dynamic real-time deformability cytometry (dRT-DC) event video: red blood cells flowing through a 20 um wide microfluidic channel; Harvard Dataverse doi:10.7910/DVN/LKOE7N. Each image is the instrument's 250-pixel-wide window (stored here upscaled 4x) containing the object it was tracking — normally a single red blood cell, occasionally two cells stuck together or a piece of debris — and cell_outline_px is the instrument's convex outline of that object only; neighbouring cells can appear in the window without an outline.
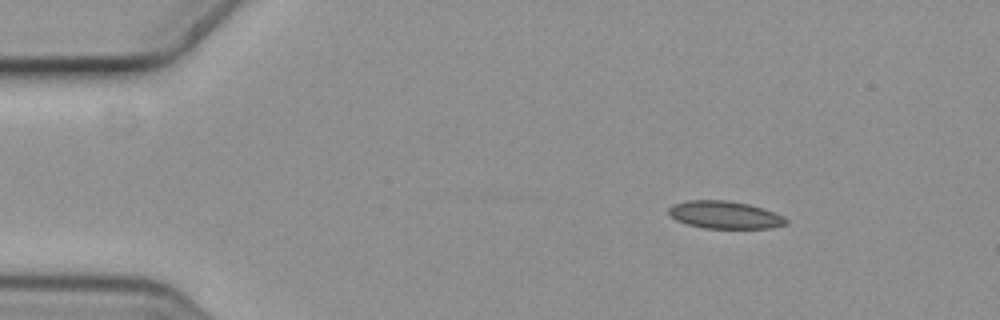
{"species": "common noctule bat (a hibernating species)", "species_latin": "Nyctalus noctula", "temperature_condition": "cold", "stored_images_in_passage": 4, "camera_frame_rate_fps": 3000, "um_per_image_px": 0.085, "animal": {"sex": "female", "body_mass_g": 19.3, "forearm_length_mm": 54.1}, "frame": {"image": 1, "passage_image": 1, "time_ms": 0.0, "image_size_px": [1000, 320], "cell_outline_px": [[788, 224], [772, 228], [704, 228], [688, 224], [676, 220], [668, 216], [668, 208], [672, 204], [688, 200], [728, 200], [748, 204], [764, 208], [784, 216], [788, 220]], "centroid_in_image_um": [61.6, 18.26], "position_along_channel_um": 23.4, "area_um2": 19.07}}
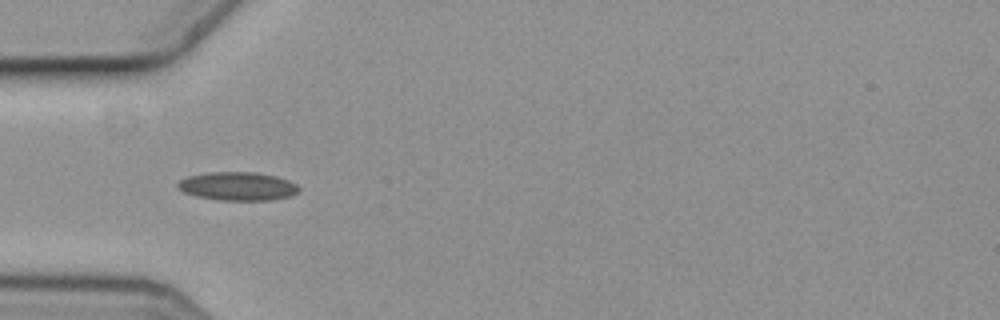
{"frame": {"image": 2, "passage_image": 3, "time_ms": 0.667, "image_size_px": [1000, 320], "cell_outline_px": [[300, 192], [292, 196], [272, 200], [220, 200], [196, 196], [184, 192], [176, 184], [180, 180], [188, 176], [208, 172], [256, 172], [276, 176], [288, 180], [296, 184], [300, 188]], "centroid_in_image_um": [20.25, 15.83], "position_along_channel_um": 64.8, "area_um2": 20.17}}
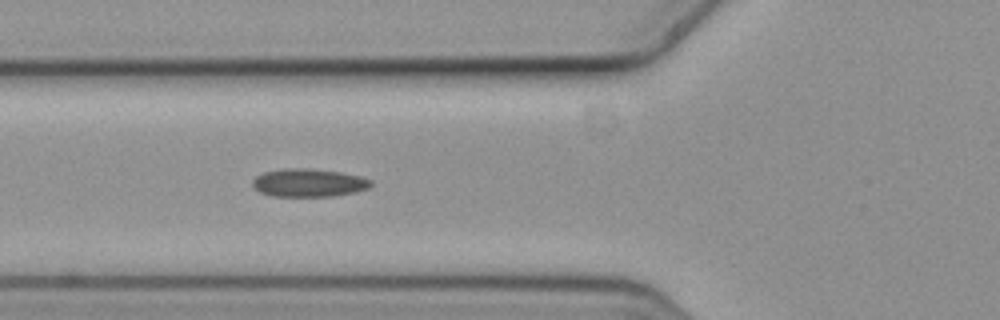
{"frame": {"image": 3, "passage_image": 4, "time_ms": 1.0, "image_size_px": [1000, 320], "cell_outline_px": [[372, 184], [368, 188], [356, 192], [332, 196], [272, 196], [260, 192], [252, 184], [252, 180], [256, 176], [264, 172], [284, 168], [308, 168], [340, 172], [360, 176], [372, 180]], "centroid_in_image_um": [26.24, 15.53], "position_along_channel_um": 99.6, "area_um2": 19.36}}